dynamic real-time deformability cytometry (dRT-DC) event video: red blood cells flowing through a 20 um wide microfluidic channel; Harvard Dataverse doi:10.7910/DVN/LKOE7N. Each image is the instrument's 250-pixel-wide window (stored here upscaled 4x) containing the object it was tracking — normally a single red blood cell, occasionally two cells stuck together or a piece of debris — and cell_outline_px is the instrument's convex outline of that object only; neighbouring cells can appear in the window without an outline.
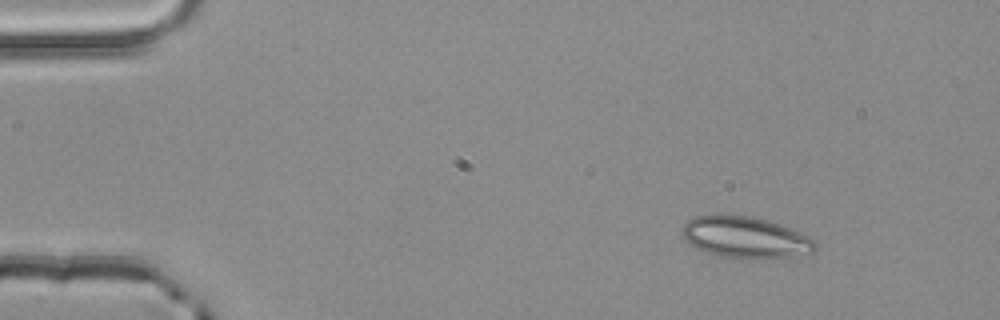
{"species": "common noctule bat (a hibernating species)", "species_latin": "Nyctalus noctula", "temperature_condition": "room temperature", "stored_images_in_passage": 3, "camera_frame_rate_fps": 3000, "um_per_image_px": 0.085, "animal": {"sex": "male", "body_mass_g": 20.4}, "frame": {"image": 1, "passage_image": 1, "time_ms": 0.0, "image_size_px": [1000, 320], "cell_outline_px": [[816, 248], [812, 252], [772, 260], [740, 260], [712, 256], [688, 244], [684, 240], [680, 232], [684, 224], [692, 216], [716, 212], [720, 212], [752, 216], [768, 220], [792, 228], [816, 240]], "centroid_in_image_um": [63.28, 20.18], "position_along_channel_um": 21.7, "area_um2": 34.04}}